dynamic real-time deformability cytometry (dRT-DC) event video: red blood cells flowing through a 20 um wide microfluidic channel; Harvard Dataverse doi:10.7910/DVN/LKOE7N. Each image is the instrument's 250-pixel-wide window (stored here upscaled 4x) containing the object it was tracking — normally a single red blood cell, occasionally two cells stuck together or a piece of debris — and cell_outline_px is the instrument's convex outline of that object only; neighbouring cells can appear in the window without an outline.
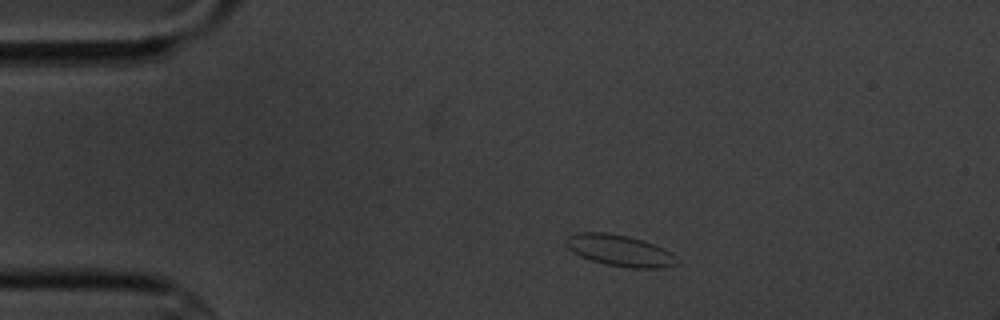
{"species": "common noctule bat (a hibernating species)", "species_latin": "Nyctalus noctula", "temperature_condition": "cold", "stored_images_in_passage": 5, "camera_frame_rate_fps": 3000, "um_per_image_px": 0.085, "animal": {"sex": "male", "body_mass_g": 20.1, "forearm_length_mm": 53.5}, "frame": {"image": 1, "passage_image": 1, "time_ms": 0.0, "image_size_px": [1000, 320], "cell_outline_px": [[676, 264], [664, 268], [632, 268], [604, 264], [580, 256], [572, 252], [564, 244], [564, 240], [568, 236], [576, 232], [608, 232], [628, 236], [644, 240], [672, 252], [676, 256]], "centroid_in_image_um": [52.65, 21.28], "position_along_channel_um": 32.4, "area_um2": 20.46}}
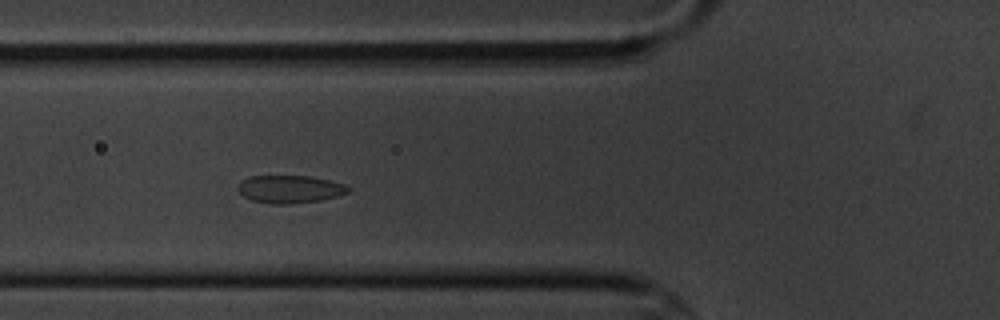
{"frame": {"image": 2, "passage_image": 4, "time_ms": 3.333, "image_size_px": [1000, 320], "cell_outline_px": [[352, 188], [348, 192], [336, 196], [320, 200], [292, 204], [272, 204], [252, 200], [244, 196], [236, 188], [240, 180], [248, 176], [312, 176], [344, 184]], "centroid_in_image_um": [24.61, 16.07], "position_along_channel_um": 101.2, "area_um2": 17.92}}
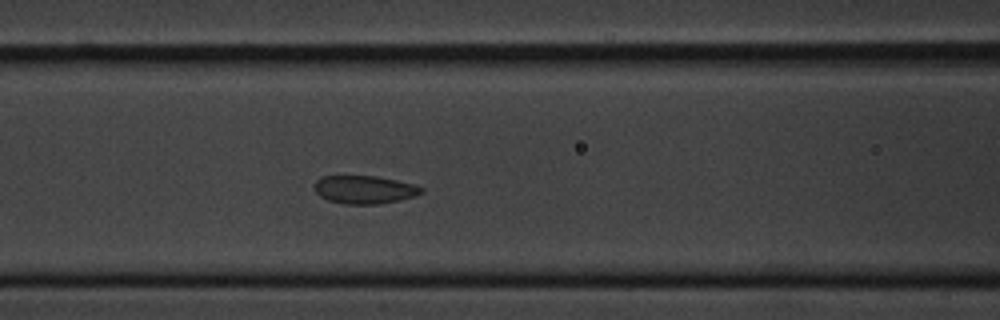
{"frame": {"image": 3, "passage_image": 5, "time_ms": 4.333, "image_size_px": [1000, 320], "cell_outline_px": [[424, 192], [400, 200], [380, 204], [344, 204], [328, 200], [320, 196], [312, 188], [316, 180], [320, 176], [376, 176], [396, 180], [412, 184], [424, 188]], "centroid_in_image_um": [30.94, 16.11], "position_along_channel_um": 135.7, "area_um2": 17.57}}